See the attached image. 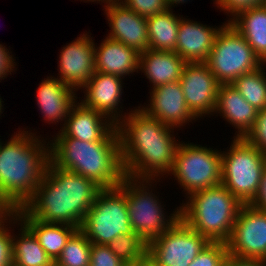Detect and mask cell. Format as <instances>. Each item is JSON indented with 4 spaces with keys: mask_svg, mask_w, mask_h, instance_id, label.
I'll list each match as a JSON object with an SVG mask.
<instances>
[{
    "mask_svg": "<svg viewBox=\"0 0 266 266\" xmlns=\"http://www.w3.org/2000/svg\"><path fill=\"white\" fill-rule=\"evenodd\" d=\"M133 108L116 124L125 176L165 180L181 142L174 134L177 129Z\"/></svg>",
    "mask_w": 266,
    "mask_h": 266,
    "instance_id": "1",
    "label": "cell"
},
{
    "mask_svg": "<svg viewBox=\"0 0 266 266\" xmlns=\"http://www.w3.org/2000/svg\"><path fill=\"white\" fill-rule=\"evenodd\" d=\"M103 188L93 180L48 162L44 177L22 209L44 223L81 228L87 211Z\"/></svg>",
    "mask_w": 266,
    "mask_h": 266,
    "instance_id": "2",
    "label": "cell"
},
{
    "mask_svg": "<svg viewBox=\"0 0 266 266\" xmlns=\"http://www.w3.org/2000/svg\"><path fill=\"white\" fill-rule=\"evenodd\" d=\"M27 129L0 139V201L10 212L34 195L50 161L49 139Z\"/></svg>",
    "mask_w": 266,
    "mask_h": 266,
    "instance_id": "3",
    "label": "cell"
},
{
    "mask_svg": "<svg viewBox=\"0 0 266 266\" xmlns=\"http://www.w3.org/2000/svg\"><path fill=\"white\" fill-rule=\"evenodd\" d=\"M48 139L50 161L58 168L89 178L102 188L117 187L125 176L116 125L100 141L71 137Z\"/></svg>",
    "mask_w": 266,
    "mask_h": 266,
    "instance_id": "4",
    "label": "cell"
},
{
    "mask_svg": "<svg viewBox=\"0 0 266 266\" xmlns=\"http://www.w3.org/2000/svg\"><path fill=\"white\" fill-rule=\"evenodd\" d=\"M180 203V219L210 242H226L243 205L223 185L191 193Z\"/></svg>",
    "mask_w": 266,
    "mask_h": 266,
    "instance_id": "5",
    "label": "cell"
},
{
    "mask_svg": "<svg viewBox=\"0 0 266 266\" xmlns=\"http://www.w3.org/2000/svg\"><path fill=\"white\" fill-rule=\"evenodd\" d=\"M158 182L161 183L160 179L157 181V179H136L124 176L118 185L126 195L132 230L147 244L162 235L180 219V206L171 214L166 212L164 208L166 206L160 200L162 198L159 197L160 195L157 196L154 190Z\"/></svg>",
    "mask_w": 266,
    "mask_h": 266,
    "instance_id": "6",
    "label": "cell"
},
{
    "mask_svg": "<svg viewBox=\"0 0 266 266\" xmlns=\"http://www.w3.org/2000/svg\"><path fill=\"white\" fill-rule=\"evenodd\" d=\"M266 155L244 138H233L230 147L221 151V184L242 204H250L256 197Z\"/></svg>",
    "mask_w": 266,
    "mask_h": 266,
    "instance_id": "7",
    "label": "cell"
},
{
    "mask_svg": "<svg viewBox=\"0 0 266 266\" xmlns=\"http://www.w3.org/2000/svg\"><path fill=\"white\" fill-rule=\"evenodd\" d=\"M187 142L181 141L178 145L173 168L168 174V179L174 178L183 189L185 197L221 184V149Z\"/></svg>",
    "mask_w": 266,
    "mask_h": 266,
    "instance_id": "8",
    "label": "cell"
},
{
    "mask_svg": "<svg viewBox=\"0 0 266 266\" xmlns=\"http://www.w3.org/2000/svg\"><path fill=\"white\" fill-rule=\"evenodd\" d=\"M80 230L91 244L108 245L119 235L132 234L126 195L117 186L103 188L87 211Z\"/></svg>",
    "mask_w": 266,
    "mask_h": 266,
    "instance_id": "9",
    "label": "cell"
},
{
    "mask_svg": "<svg viewBox=\"0 0 266 266\" xmlns=\"http://www.w3.org/2000/svg\"><path fill=\"white\" fill-rule=\"evenodd\" d=\"M205 63L220 85L231 84L239 76L263 64L246 39L229 22L217 33Z\"/></svg>",
    "mask_w": 266,
    "mask_h": 266,
    "instance_id": "10",
    "label": "cell"
},
{
    "mask_svg": "<svg viewBox=\"0 0 266 266\" xmlns=\"http://www.w3.org/2000/svg\"><path fill=\"white\" fill-rule=\"evenodd\" d=\"M210 241L179 219L148 243L147 254L159 266H189Z\"/></svg>",
    "mask_w": 266,
    "mask_h": 266,
    "instance_id": "11",
    "label": "cell"
},
{
    "mask_svg": "<svg viewBox=\"0 0 266 266\" xmlns=\"http://www.w3.org/2000/svg\"><path fill=\"white\" fill-rule=\"evenodd\" d=\"M225 243L228 255L266 261V211L243 204Z\"/></svg>",
    "mask_w": 266,
    "mask_h": 266,
    "instance_id": "12",
    "label": "cell"
},
{
    "mask_svg": "<svg viewBox=\"0 0 266 266\" xmlns=\"http://www.w3.org/2000/svg\"><path fill=\"white\" fill-rule=\"evenodd\" d=\"M86 32L64 45L58 56L57 78L76 91L95 73V39L90 31Z\"/></svg>",
    "mask_w": 266,
    "mask_h": 266,
    "instance_id": "13",
    "label": "cell"
},
{
    "mask_svg": "<svg viewBox=\"0 0 266 266\" xmlns=\"http://www.w3.org/2000/svg\"><path fill=\"white\" fill-rule=\"evenodd\" d=\"M179 82L190 112L198 120L213 116L220 84L208 65L205 62L186 63Z\"/></svg>",
    "mask_w": 266,
    "mask_h": 266,
    "instance_id": "14",
    "label": "cell"
},
{
    "mask_svg": "<svg viewBox=\"0 0 266 266\" xmlns=\"http://www.w3.org/2000/svg\"><path fill=\"white\" fill-rule=\"evenodd\" d=\"M148 93V104L138 106L146 115L178 129L177 131L198 120L186 104L179 81L156 86L149 89Z\"/></svg>",
    "mask_w": 266,
    "mask_h": 266,
    "instance_id": "15",
    "label": "cell"
},
{
    "mask_svg": "<svg viewBox=\"0 0 266 266\" xmlns=\"http://www.w3.org/2000/svg\"><path fill=\"white\" fill-rule=\"evenodd\" d=\"M123 80L125 79L117 75L95 72L81 89L84 96L83 99L79 97V100L88 108L105 115L116 125L129 113L124 112L122 106L123 84H126Z\"/></svg>",
    "mask_w": 266,
    "mask_h": 266,
    "instance_id": "16",
    "label": "cell"
},
{
    "mask_svg": "<svg viewBox=\"0 0 266 266\" xmlns=\"http://www.w3.org/2000/svg\"><path fill=\"white\" fill-rule=\"evenodd\" d=\"M102 7L110 28L107 37L135 48L139 53L149 49L146 18L126 8L118 0H107Z\"/></svg>",
    "mask_w": 266,
    "mask_h": 266,
    "instance_id": "17",
    "label": "cell"
},
{
    "mask_svg": "<svg viewBox=\"0 0 266 266\" xmlns=\"http://www.w3.org/2000/svg\"><path fill=\"white\" fill-rule=\"evenodd\" d=\"M41 81L36 88L35 97L38 111L40 110L45 123L57 126L60 122V128H62L72 106L78 101L77 91L65 85L54 75L47 76Z\"/></svg>",
    "mask_w": 266,
    "mask_h": 266,
    "instance_id": "18",
    "label": "cell"
},
{
    "mask_svg": "<svg viewBox=\"0 0 266 266\" xmlns=\"http://www.w3.org/2000/svg\"><path fill=\"white\" fill-rule=\"evenodd\" d=\"M202 24L180 16L175 52L186 63L206 62L212 50L215 37L221 27ZM214 27V28H213Z\"/></svg>",
    "mask_w": 266,
    "mask_h": 266,
    "instance_id": "19",
    "label": "cell"
},
{
    "mask_svg": "<svg viewBox=\"0 0 266 266\" xmlns=\"http://www.w3.org/2000/svg\"><path fill=\"white\" fill-rule=\"evenodd\" d=\"M115 124L105 115L78 100L68 114L64 126L52 137H71L81 141H100Z\"/></svg>",
    "mask_w": 266,
    "mask_h": 266,
    "instance_id": "20",
    "label": "cell"
},
{
    "mask_svg": "<svg viewBox=\"0 0 266 266\" xmlns=\"http://www.w3.org/2000/svg\"><path fill=\"white\" fill-rule=\"evenodd\" d=\"M94 45L95 72L117 75L122 78L133 76L134 72L140 74V53L135 48L107 36L99 44L94 41Z\"/></svg>",
    "mask_w": 266,
    "mask_h": 266,
    "instance_id": "21",
    "label": "cell"
},
{
    "mask_svg": "<svg viewBox=\"0 0 266 266\" xmlns=\"http://www.w3.org/2000/svg\"><path fill=\"white\" fill-rule=\"evenodd\" d=\"M258 110L249 104L231 84L219 85L213 116L224 118L237 131L233 138H244L252 129ZM229 122V123H228Z\"/></svg>",
    "mask_w": 266,
    "mask_h": 266,
    "instance_id": "22",
    "label": "cell"
},
{
    "mask_svg": "<svg viewBox=\"0 0 266 266\" xmlns=\"http://www.w3.org/2000/svg\"><path fill=\"white\" fill-rule=\"evenodd\" d=\"M185 65L175 51L147 49L139 55V71L149 80L150 89L180 81Z\"/></svg>",
    "mask_w": 266,
    "mask_h": 266,
    "instance_id": "23",
    "label": "cell"
},
{
    "mask_svg": "<svg viewBox=\"0 0 266 266\" xmlns=\"http://www.w3.org/2000/svg\"><path fill=\"white\" fill-rule=\"evenodd\" d=\"M13 213L34 234L52 261L57 260L67 241L79 229L66 224L44 223L31 218L22 208Z\"/></svg>",
    "mask_w": 266,
    "mask_h": 266,
    "instance_id": "24",
    "label": "cell"
},
{
    "mask_svg": "<svg viewBox=\"0 0 266 266\" xmlns=\"http://www.w3.org/2000/svg\"><path fill=\"white\" fill-rule=\"evenodd\" d=\"M229 23L246 39L261 62L266 63V7L242 11Z\"/></svg>",
    "mask_w": 266,
    "mask_h": 266,
    "instance_id": "25",
    "label": "cell"
},
{
    "mask_svg": "<svg viewBox=\"0 0 266 266\" xmlns=\"http://www.w3.org/2000/svg\"><path fill=\"white\" fill-rule=\"evenodd\" d=\"M16 226L17 235L14 233ZM52 262L34 234L14 214L13 265L48 266Z\"/></svg>",
    "mask_w": 266,
    "mask_h": 266,
    "instance_id": "26",
    "label": "cell"
},
{
    "mask_svg": "<svg viewBox=\"0 0 266 266\" xmlns=\"http://www.w3.org/2000/svg\"><path fill=\"white\" fill-rule=\"evenodd\" d=\"M173 12V8H169L147 18L149 49L175 51L181 15Z\"/></svg>",
    "mask_w": 266,
    "mask_h": 266,
    "instance_id": "27",
    "label": "cell"
},
{
    "mask_svg": "<svg viewBox=\"0 0 266 266\" xmlns=\"http://www.w3.org/2000/svg\"><path fill=\"white\" fill-rule=\"evenodd\" d=\"M265 71L266 63H263L257 69L239 76L231 83L240 95L257 110L266 107Z\"/></svg>",
    "mask_w": 266,
    "mask_h": 266,
    "instance_id": "28",
    "label": "cell"
},
{
    "mask_svg": "<svg viewBox=\"0 0 266 266\" xmlns=\"http://www.w3.org/2000/svg\"><path fill=\"white\" fill-rule=\"evenodd\" d=\"M91 243L78 229L67 241L55 266H89Z\"/></svg>",
    "mask_w": 266,
    "mask_h": 266,
    "instance_id": "29",
    "label": "cell"
},
{
    "mask_svg": "<svg viewBox=\"0 0 266 266\" xmlns=\"http://www.w3.org/2000/svg\"><path fill=\"white\" fill-rule=\"evenodd\" d=\"M107 246L127 266L144 258L148 251V244L135 232L119 235Z\"/></svg>",
    "mask_w": 266,
    "mask_h": 266,
    "instance_id": "30",
    "label": "cell"
},
{
    "mask_svg": "<svg viewBox=\"0 0 266 266\" xmlns=\"http://www.w3.org/2000/svg\"><path fill=\"white\" fill-rule=\"evenodd\" d=\"M13 226L14 213L10 212L0 220V266L13 265Z\"/></svg>",
    "mask_w": 266,
    "mask_h": 266,
    "instance_id": "31",
    "label": "cell"
},
{
    "mask_svg": "<svg viewBox=\"0 0 266 266\" xmlns=\"http://www.w3.org/2000/svg\"><path fill=\"white\" fill-rule=\"evenodd\" d=\"M227 256L225 242H209L189 266H223Z\"/></svg>",
    "mask_w": 266,
    "mask_h": 266,
    "instance_id": "32",
    "label": "cell"
},
{
    "mask_svg": "<svg viewBox=\"0 0 266 266\" xmlns=\"http://www.w3.org/2000/svg\"><path fill=\"white\" fill-rule=\"evenodd\" d=\"M141 17L149 18L169 9L166 0H118Z\"/></svg>",
    "mask_w": 266,
    "mask_h": 266,
    "instance_id": "33",
    "label": "cell"
},
{
    "mask_svg": "<svg viewBox=\"0 0 266 266\" xmlns=\"http://www.w3.org/2000/svg\"><path fill=\"white\" fill-rule=\"evenodd\" d=\"M244 139L266 155V107L258 110L254 125Z\"/></svg>",
    "mask_w": 266,
    "mask_h": 266,
    "instance_id": "34",
    "label": "cell"
},
{
    "mask_svg": "<svg viewBox=\"0 0 266 266\" xmlns=\"http://www.w3.org/2000/svg\"><path fill=\"white\" fill-rule=\"evenodd\" d=\"M220 12H225L228 17L226 22H230L240 12L251 9L253 7L264 5L266 0H212Z\"/></svg>",
    "mask_w": 266,
    "mask_h": 266,
    "instance_id": "35",
    "label": "cell"
},
{
    "mask_svg": "<svg viewBox=\"0 0 266 266\" xmlns=\"http://www.w3.org/2000/svg\"><path fill=\"white\" fill-rule=\"evenodd\" d=\"M89 266H127L107 245L91 244Z\"/></svg>",
    "mask_w": 266,
    "mask_h": 266,
    "instance_id": "36",
    "label": "cell"
},
{
    "mask_svg": "<svg viewBox=\"0 0 266 266\" xmlns=\"http://www.w3.org/2000/svg\"><path fill=\"white\" fill-rule=\"evenodd\" d=\"M10 49V47L8 49L3 43L0 44V82L7 78L8 75L16 73L17 70L16 57H14Z\"/></svg>",
    "mask_w": 266,
    "mask_h": 266,
    "instance_id": "37",
    "label": "cell"
},
{
    "mask_svg": "<svg viewBox=\"0 0 266 266\" xmlns=\"http://www.w3.org/2000/svg\"><path fill=\"white\" fill-rule=\"evenodd\" d=\"M250 205L261 211H266V167L263 170L258 193Z\"/></svg>",
    "mask_w": 266,
    "mask_h": 266,
    "instance_id": "38",
    "label": "cell"
},
{
    "mask_svg": "<svg viewBox=\"0 0 266 266\" xmlns=\"http://www.w3.org/2000/svg\"><path fill=\"white\" fill-rule=\"evenodd\" d=\"M223 266H266V261L228 255Z\"/></svg>",
    "mask_w": 266,
    "mask_h": 266,
    "instance_id": "39",
    "label": "cell"
},
{
    "mask_svg": "<svg viewBox=\"0 0 266 266\" xmlns=\"http://www.w3.org/2000/svg\"><path fill=\"white\" fill-rule=\"evenodd\" d=\"M128 266H159L148 254L140 259L137 260L135 263H132Z\"/></svg>",
    "mask_w": 266,
    "mask_h": 266,
    "instance_id": "40",
    "label": "cell"
},
{
    "mask_svg": "<svg viewBox=\"0 0 266 266\" xmlns=\"http://www.w3.org/2000/svg\"><path fill=\"white\" fill-rule=\"evenodd\" d=\"M188 1L190 2V0H166L169 8H175V6L184 4Z\"/></svg>",
    "mask_w": 266,
    "mask_h": 266,
    "instance_id": "41",
    "label": "cell"
},
{
    "mask_svg": "<svg viewBox=\"0 0 266 266\" xmlns=\"http://www.w3.org/2000/svg\"><path fill=\"white\" fill-rule=\"evenodd\" d=\"M9 213L10 211L0 201V220L4 219Z\"/></svg>",
    "mask_w": 266,
    "mask_h": 266,
    "instance_id": "42",
    "label": "cell"
},
{
    "mask_svg": "<svg viewBox=\"0 0 266 266\" xmlns=\"http://www.w3.org/2000/svg\"><path fill=\"white\" fill-rule=\"evenodd\" d=\"M80 1H83V2H85V3H86V2H91V3H92V2H95V3H99V4L101 5L102 3L105 4L107 0H80ZM100 2H101V3H100Z\"/></svg>",
    "mask_w": 266,
    "mask_h": 266,
    "instance_id": "43",
    "label": "cell"
},
{
    "mask_svg": "<svg viewBox=\"0 0 266 266\" xmlns=\"http://www.w3.org/2000/svg\"><path fill=\"white\" fill-rule=\"evenodd\" d=\"M3 103H4V101L2 100V98H1V96H0V117L2 116L1 114H3V112H4V111H3V110H4V109H3V108H4V107H3Z\"/></svg>",
    "mask_w": 266,
    "mask_h": 266,
    "instance_id": "44",
    "label": "cell"
},
{
    "mask_svg": "<svg viewBox=\"0 0 266 266\" xmlns=\"http://www.w3.org/2000/svg\"><path fill=\"white\" fill-rule=\"evenodd\" d=\"M12 266H16V265H12ZM48 266H55V261H53L50 265Z\"/></svg>",
    "mask_w": 266,
    "mask_h": 266,
    "instance_id": "45",
    "label": "cell"
}]
</instances>
